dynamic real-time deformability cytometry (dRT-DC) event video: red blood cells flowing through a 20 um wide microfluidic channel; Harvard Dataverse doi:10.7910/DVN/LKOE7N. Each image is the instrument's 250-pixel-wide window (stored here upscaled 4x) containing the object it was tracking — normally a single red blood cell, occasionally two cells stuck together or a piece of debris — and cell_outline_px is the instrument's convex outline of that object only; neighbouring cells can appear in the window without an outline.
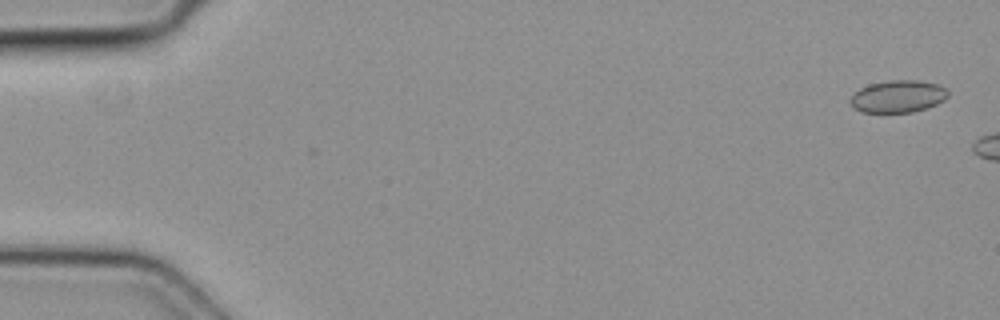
{"species": "common noctule bat (a hibernating species)", "species_latin": "Nyctalus noctula", "temperature_condition": "cold", "stored_images_in_passage": 3, "camera_frame_rate_fps": 3000, "um_per_image_px": 0.085, "animal": {"sex": "female", "body_mass_g": 19.3, "forearm_length_mm": 54.1}, "frame": {"image": 1, "passage_image": 1, "time_ms": 0.0, "image_size_px": [1000, 320], "cell_outline_px": [[948, 96], [944, 100], [928, 108], [912, 112], [860, 112], [848, 100], [860, 88], [868, 84], [892, 80], [916, 80], [936, 84], [948, 88]], "centroid_in_image_um": [76.35, 8.19], "position_along_channel_um": 8.7, "area_um2": 18.32}}